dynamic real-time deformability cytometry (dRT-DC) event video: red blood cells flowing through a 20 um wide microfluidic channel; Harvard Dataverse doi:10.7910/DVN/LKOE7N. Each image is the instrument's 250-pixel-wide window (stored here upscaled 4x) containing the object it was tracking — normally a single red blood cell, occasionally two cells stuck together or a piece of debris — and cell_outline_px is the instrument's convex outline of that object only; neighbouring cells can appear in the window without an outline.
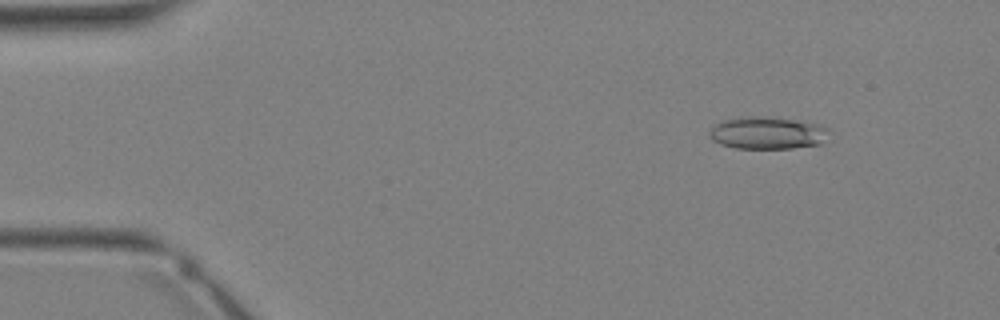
{"species": "Egyptian fruit bat (a non-hibernating species)", "species_latin": "Rousettus aegyptiacus", "temperature_condition": "warm", "stored_images_in_passage": 32, "camera_frame_rate_fps": 3000, "um_per_image_px": 0.085, "animal": {"sex": "female"}, "frame": {"image": 1, "passage_image": 2, "time_ms": 0.333, "image_size_px": [1000, 320], "cell_outline_px": [[832, 132], [820, 144], [792, 148], [736, 148], [720, 144], [712, 140], [708, 136], [708, 132], [716, 124], [724, 120], [740, 116], [764, 116], [804, 120], [820, 124], [828, 128]], "centroid_in_image_um": [65.27, 11.28], "position_along_channel_um": 19.7, "area_um2": 23.0}}
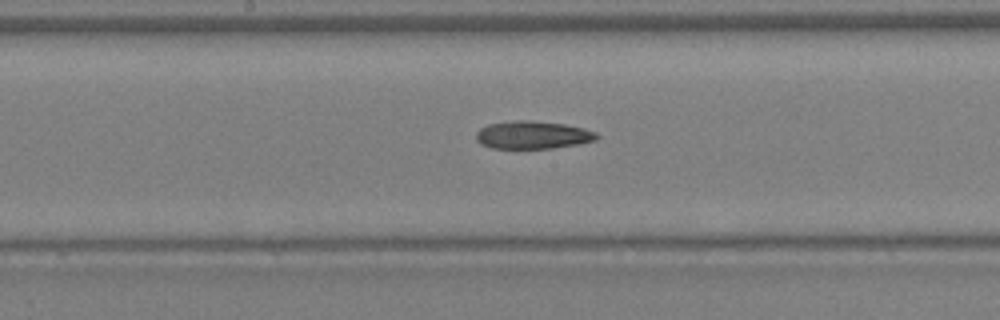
{"frame": {"image": 2, "passage_image": 16, "time_ms": 5.0, "image_size_px": [1000, 320], "cell_outline_px": [[600, 136], [596, 140], [580, 144], [552, 148], [492, 148], [480, 144], [476, 140], [476, 132], [480, 128], [488, 124], [516, 120], [532, 120], [564, 124], [584, 128], [596, 132]], "centroid_in_image_um": [45.29, 11.47], "position_along_channel_um": 202.9, "area_um2": 19.71}}
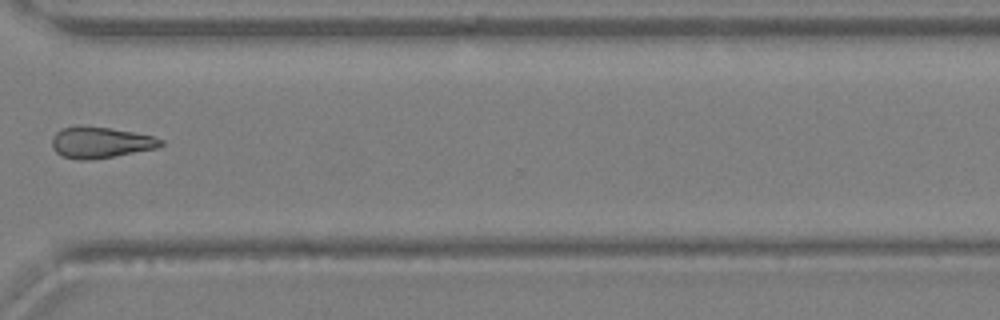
{"frame": {"image": 3, "passage_image": 24, "time_ms": 7.667, "image_size_px": [1000, 320], "cell_outline_px": [[164, 144], [156, 148], [112, 156], [88, 160], [80, 160], [60, 156], [52, 148], [52, 136], [56, 132], [64, 128], [112, 128], [152, 136], [164, 140]], "centroid_in_image_um": [8.54, 12.14], "position_along_channel_um": 362.1, "area_um2": 19.13}}